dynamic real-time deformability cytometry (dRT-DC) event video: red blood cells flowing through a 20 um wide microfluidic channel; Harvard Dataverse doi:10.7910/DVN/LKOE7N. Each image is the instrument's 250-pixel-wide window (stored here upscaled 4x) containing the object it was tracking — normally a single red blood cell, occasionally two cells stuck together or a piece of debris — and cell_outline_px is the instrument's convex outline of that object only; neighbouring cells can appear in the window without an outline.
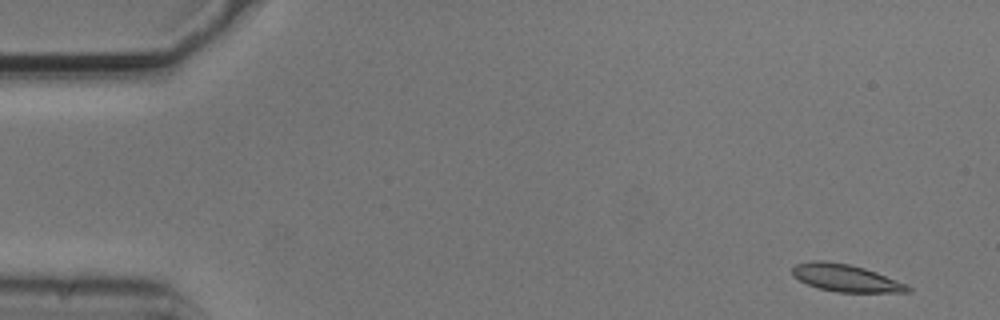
{"species": "common noctule bat (a hibernating species)", "species_latin": "Nyctalus noctula", "temperature_condition": "cold", "stored_images_in_passage": 53, "camera_frame_rate_fps": 3000, "um_per_image_px": 0.085, "animal": {"sex": "male", "body_mass_g": 20.5, "forearm_length_mm": 52.5}, "frame": {"image": 1, "passage_image": 2, "time_ms": 0.333, "image_size_px": [1000, 320], "cell_outline_px": [[912, 292], [836, 292], [816, 288], [792, 276], [792, 268], [796, 264], [812, 260], [824, 260], [848, 264], [864, 268], [876, 272], [908, 284], [912, 288]], "centroid_in_image_um": [71.89, 23.63], "position_along_channel_um": 13.1, "area_um2": 18.5}}
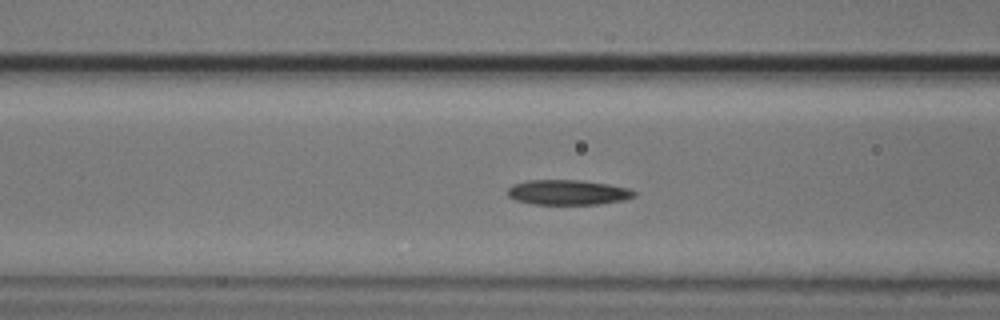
{"frame": {"image": 2, "passage_image": 20, "time_ms": 6.333, "image_size_px": [1000, 320], "cell_outline_px": [[636, 196], [624, 200], [600, 204], [536, 204], [516, 200], [508, 196], [508, 188], [512, 184], [528, 180], [580, 180], [608, 184], [628, 188], [636, 192]], "centroid_in_image_um": [48.28, 16.35], "position_along_channel_um": 118.3, "area_um2": 18.44}}
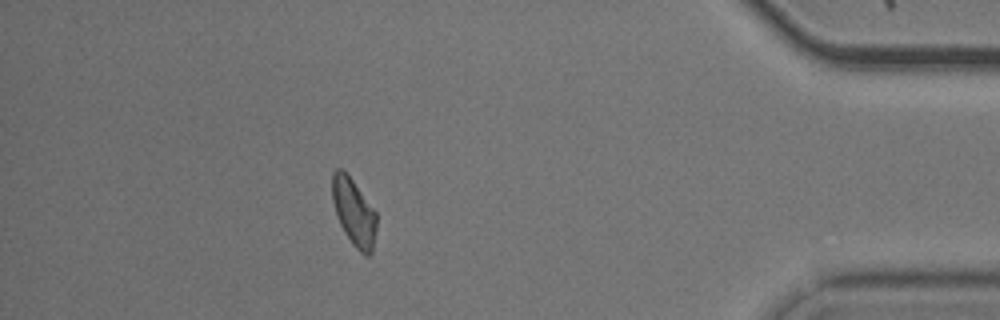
{"frame": {"image": 3, "passage_image": 47, "time_ms": 15.333, "image_size_px": [1000, 320], "cell_outline_px": [[376, 228], [372, 252], [368, 256], [364, 256], [352, 244], [344, 232], [336, 216], [332, 200], [332, 172], [336, 168], [340, 168], [352, 180], [376, 212]], "centroid_in_image_um": [30.06, 18.06], "position_along_channel_um": 405.1, "area_um2": 17.22}, "authors_computed_cell_mechanics": {"area_um2": 18.3804, "velocity_mm_per_s": 3.6985, "shape_relaxation_time_tau1_ms": 3.8098, "shape_relaxation_time_tau2_ms": 3.9004, "deformation_change_tau1": 0.1203, "deformation_change_tau2": 0.0878}}